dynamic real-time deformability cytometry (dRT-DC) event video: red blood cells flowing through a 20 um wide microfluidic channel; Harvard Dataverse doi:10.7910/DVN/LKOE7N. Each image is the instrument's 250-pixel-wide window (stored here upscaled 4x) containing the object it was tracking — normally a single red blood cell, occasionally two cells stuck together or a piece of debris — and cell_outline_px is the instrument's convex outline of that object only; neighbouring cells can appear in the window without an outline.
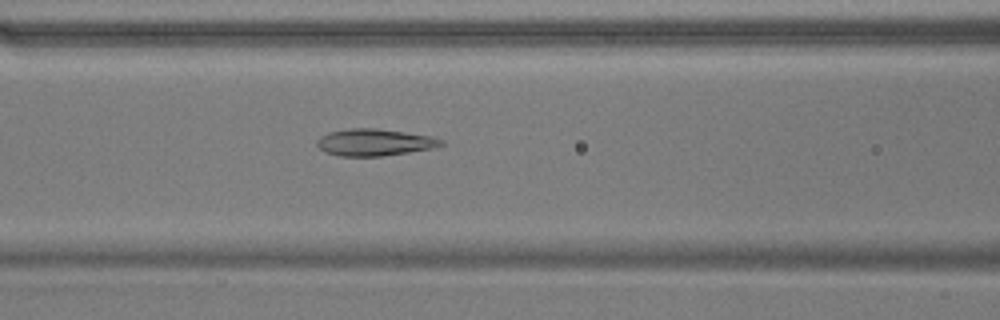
{"species": "common noctule bat (a hibernating species)", "species_latin": "Nyctalus noctula", "temperature_condition": "warm", "stored_images_in_passage": 47, "camera_frame_rate_fps": 3000, "um_per_image_px": 0.085, "animal": {"sex": "male", "body_mass_g": 17.9}, "frame": {"image": 1, "passage_image": 15, "time_ms": 4.667, "image_size_px": [1000, 320], "cell_outline_px": [[444, 144], [432, 148], [408, 152], [380, 156], [340, 156], [324, 152], [316, 144], [316, 140], [320, 136], [328, 132], [352, 128], [376, 128], [432, 136], [444, 140]], "centroid_in_image_um": [31.8, 12.09], "position_along_channel_um": 134.8, "area_um2": 19.42}}
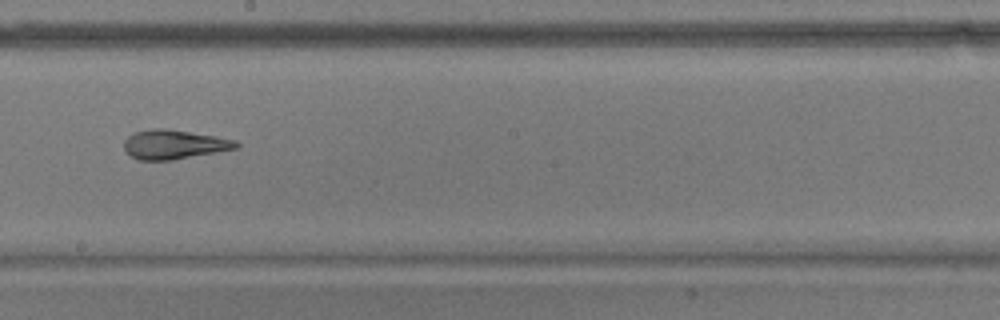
{"frame": {"image": 2, "passage_image": 23, "time_ms": 7.333, "image_size_px": [1000, 320], "cell_outline_px": [[240, 144], [236, 148], [216, 152], [172, 160], [136, 160], [124, 152], [124, 140], [128, 136], [136, 132], [152, 128], [164, 128], [216, 136], [236, 140]], "centroid_in_image_um": [14.75, 12.28], "position_along_channel_um": 233.5, "area_um2": 19.13}}
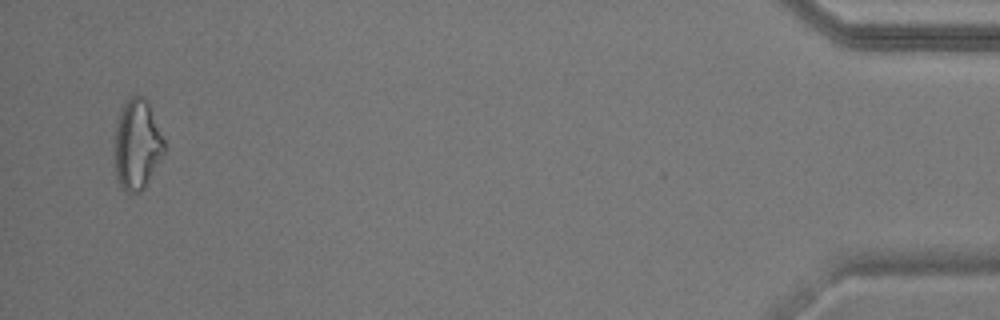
{"frame": {"image": 3, "passage_image": 45, "time_ms": 14.667, "image_size_px": [1000, 320], "cell_outline_px": [[164, 152], [144, 188], [140, 192], [124, 192], [116, 180], [116, 124], [120, 108], [128, 96], [140, 96], [148, 100], [164, 140]], "centroid_in_image_um": [11.64, 12.26], "position_along_channel_um": 423.6, "area_um2": 25.89}, "authors_computed_cell_mechanics": {"area_um2": 21.2704, "velocity_mm_per_s": 3.7048, "shape_relaxation_time_tau1_ms": 8.5069, "shape_relaxation_time_tau2_ms": 2.4536, "deformation_change_tau1": 0.1807, "deformation_change_tau2": 0.1054}}